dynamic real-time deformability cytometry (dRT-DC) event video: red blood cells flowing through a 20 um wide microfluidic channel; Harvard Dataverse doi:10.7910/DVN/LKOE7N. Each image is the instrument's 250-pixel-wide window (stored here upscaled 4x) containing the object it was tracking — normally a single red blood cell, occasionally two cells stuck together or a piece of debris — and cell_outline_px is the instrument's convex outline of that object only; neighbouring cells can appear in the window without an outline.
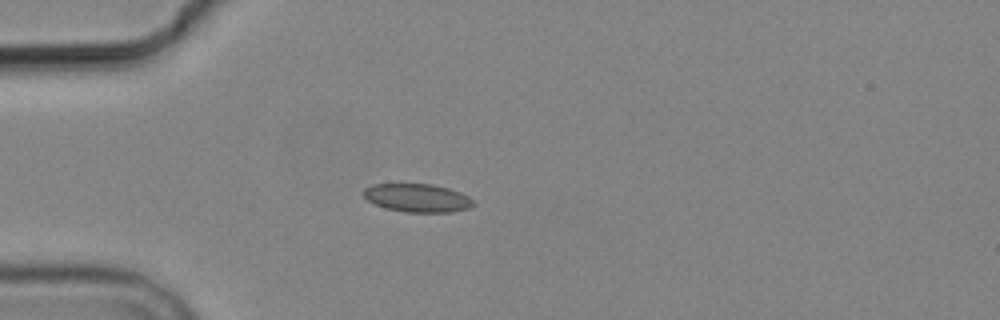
{"species": "common noctule bat (a hibernating species)", "species_latin": "Nyctalus noctula", "temperature_condition": "cold", "stored_images_in_passage": 4, "camera_frame_rate_fps": 3000, "um_per_image_px": 0.085, "animal": {"sex": "male", "body_mass_g": 19.2, "forearm_length_mm": 51.8}, "frame": {"image": 1, "passage_image": 4, "time_ms": 3.333, "image_size_px": [1000, 320], "cell_outline_px": [[476, 204], [468, 208], [452, 212], [408, 212], [388, 208], [376, 204], [368, 200], [364, 196], [364, 188], [372, 184], [432, 184], [448, 188], [460, 192], [468, 196]], "centroid_in_image_um": [35.5, 16.81], "position_along_channel_um": 49.5, "area_um2": 17.92}}